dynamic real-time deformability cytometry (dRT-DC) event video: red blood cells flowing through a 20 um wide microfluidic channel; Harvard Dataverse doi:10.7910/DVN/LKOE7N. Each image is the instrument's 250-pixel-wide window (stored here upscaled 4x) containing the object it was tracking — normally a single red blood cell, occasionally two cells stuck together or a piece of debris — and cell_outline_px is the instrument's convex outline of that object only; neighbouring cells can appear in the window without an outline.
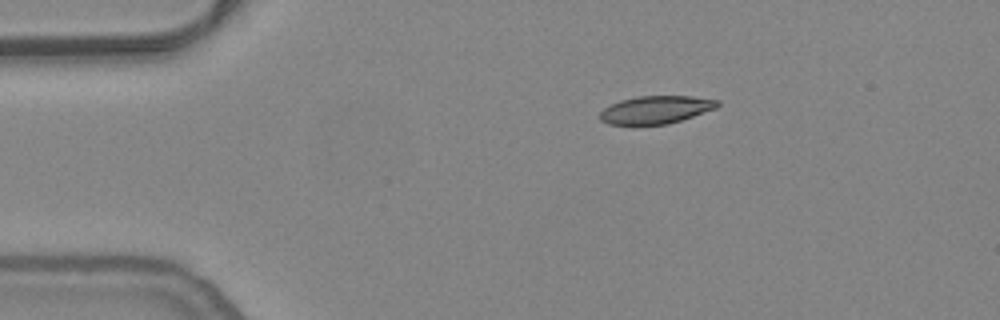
{"species": "common noctule bat (a hibernating species)", "species_latin": "Nyctalus noctula", "temperature_condition": "warm", "stored_images_in_passage": 45, "camera_frame_rate_fps": 3000, "um_per_image_px": 0.085, "animal": {"sex": "female", "body_mass_g": 24.6, "forearm_length_mm": 56.2}, "frame": {"image": 1, "passage_image": 1, "time_ms": 0.0, "image_size_px": [1000, 320], "cell_outline_px": [[720, 104], [716, 108], [668, 124], [608, 124], [600, 120], [600, 112], [604, 108], [620, 100], [636, 96], [692, 96], [720, 100]], "centroid_in_image_um": [55.75, 9.31], "position_along_channel_um": 29.3, "area_um2": 18.9}}
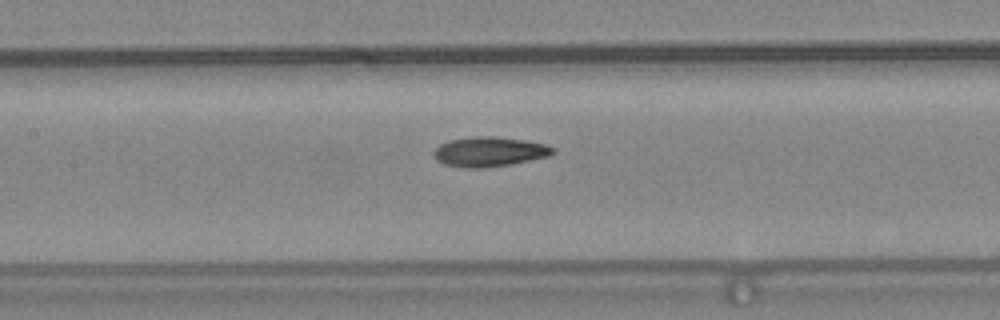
{"frame": {"image": 2, "passage_image": 16, "time_ms": 5.0, "image_size_px": [1000, 320], "cell_outline_px": [[556, 152], [548, 156], [508, 164], [480, 168], [468, 168], [444, 164], [436, 160], [432, 156], [432, 152], [440, 144], [452, 140], [480, 136], [496, 136], [524, 140], [544, 144], [556, 148]], "centroid_in_image_um": [41.58, 12.89], "position_along_channel_um": 165.8, "area_um2": 20.4}}
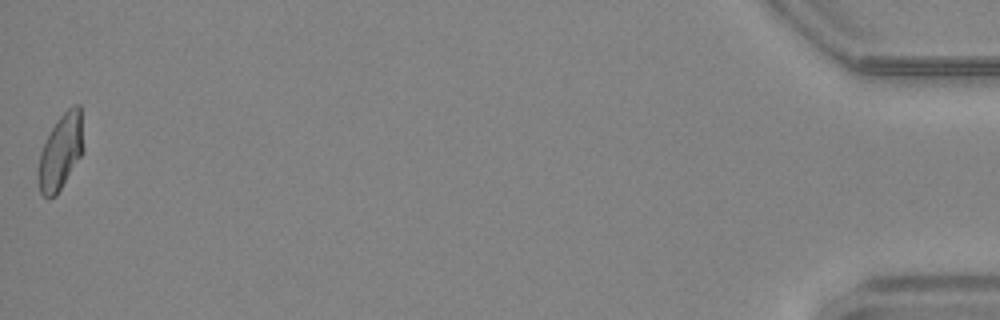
{"frame": {"image": 3, "passage_image": 45, "time_ms": 14.667, "image_size_px": [1000, 320], "cell_outline_px": [[84, 148], [80, 156], [56, 196], [48, 200], [40, 192], [36, 172], [40, 152], [56, 120], [72, 104], [80, 104]], "centroid_in_image_um": [5.14, 12.91], "position_along_channel_um": 430.1, "area_um2": 19.94}, "authors_computed_cell_mechanics": {"area_um2": 19.941, "velocity_mm_per_s": 3.8013, "shape_relaxation_time_tau1_ms": null, "shape_relaxation_time_tau2_ms": 1.7965, "deformation_change_tau1": null, "deformation_change_tau2": 0.0809}}